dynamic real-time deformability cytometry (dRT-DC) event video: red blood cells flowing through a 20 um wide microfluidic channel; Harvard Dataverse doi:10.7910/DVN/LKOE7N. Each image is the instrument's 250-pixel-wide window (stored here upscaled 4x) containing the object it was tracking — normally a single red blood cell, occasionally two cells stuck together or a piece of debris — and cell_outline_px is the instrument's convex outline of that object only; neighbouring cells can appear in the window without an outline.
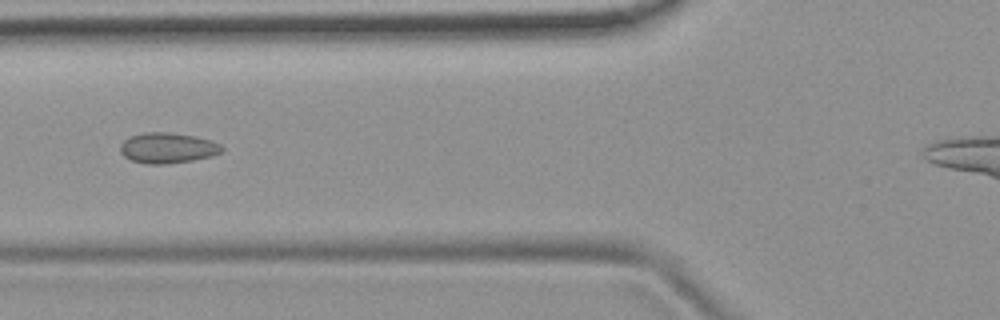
{"species": "common noctule bat (a hibernating species)", "species_latin": "Nyctalus noctula", "temperature_condition": "room temperature", "stored_images_in_passage": 3, "camera_frame_rate_fps": 3000, "um_per_image_px": 0.085, "animal": {"sex": "female", "body_mass_g": 19.9}, "frame": {"image": 1, "passage_image": 3, "time_ms": 2.333, "image_size_px": [1000, 320], "cell_outline_px": [[224, 148], [220, 152], [212, 156], [192, 160], [164, 164], [144, 164], [132, 160], [124, 156], [120, 152], [120, 144], [124, 140], [132, 136], [144, 132], [168, 132], [196, 136], [212, 140], [220, 144]], "centroid_in_image_um": [14.25, 12.57], "position_along_channel_um": 111.6, "area_um2": 18.09}}